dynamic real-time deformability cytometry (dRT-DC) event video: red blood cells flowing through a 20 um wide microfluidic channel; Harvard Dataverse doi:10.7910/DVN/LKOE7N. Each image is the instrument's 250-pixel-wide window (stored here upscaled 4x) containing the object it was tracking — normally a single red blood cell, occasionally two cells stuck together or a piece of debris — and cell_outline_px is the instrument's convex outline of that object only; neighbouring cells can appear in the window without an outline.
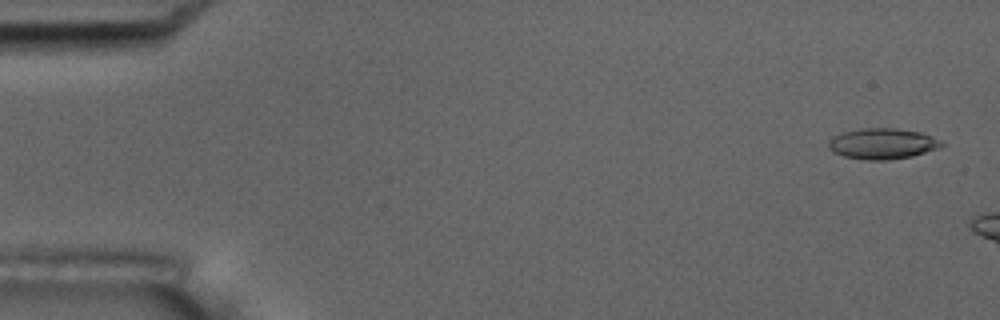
{"species": "common noctule bat (a hibernating species)", "species_latin": "Nyctalus noctula", "temperature_condition": "room temperature", "stored_images_in_passage": 3, "camera_frame_rate_fps": 3000, "um_per_image_px": 0.085, "animal": {"sex": "male", "body_mass_g": 17.5, "forearm_length_mm": 52.3}, "frame": {"image": 1, "passage_image": 1, "time_ms": 0.0, "image_size_px": [1000, 320], "cell_outline_px": [[944, 144], [940, 148], [912, 156], [888, 160], [864, 160], [844, 156], [828, 148], [828, 140], [832, 136], [844, 132], [860, 128], [896, 128], [920, 132], [932, 136], [940, 140]], "centroid_in_image_um": [75.01, 12.21], "position_along_channel_um": 10.0, "area_um2": 20.35}}